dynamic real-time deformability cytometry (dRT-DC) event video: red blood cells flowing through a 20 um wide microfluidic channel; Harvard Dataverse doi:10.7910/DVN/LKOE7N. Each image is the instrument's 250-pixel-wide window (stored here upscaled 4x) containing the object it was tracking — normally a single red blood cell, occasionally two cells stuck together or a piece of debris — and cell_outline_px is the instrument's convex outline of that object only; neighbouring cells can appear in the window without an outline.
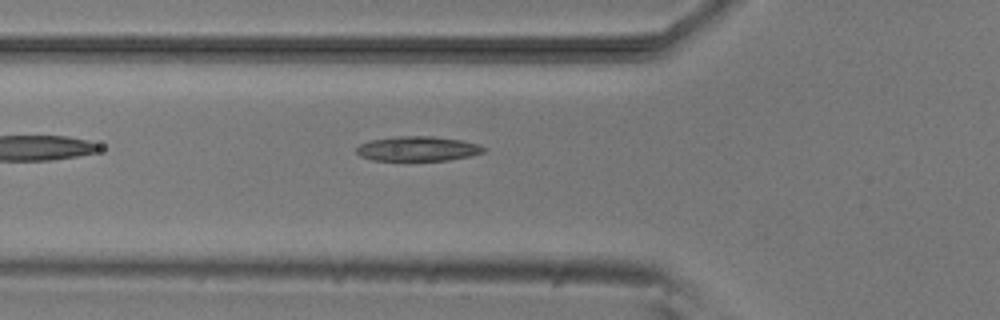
{"species": "common noctule bat (a hibernating species)", "species_latin": "Nyctalus noctula", "temperature_condition": "room temperature", "stored_images_in_passage": 6, "camera_frame_rate_fps": 3000, "um_per_image_px": 0.085, "animal": {"sex": "male", "body_mass_g": 20.5, "forearm_length_mm": 52.5}, "frame": {"image": 1, "passage_image": 6, "time_ms": 5.667, "image_size_px": [1000, 320], "cell_outline_px": [[488, 148], [484, 152], [468, 156], [448, 160], [372, 160], [360, 156], [356, 152], [356, 148], [360, 144], [372, 140], [396, 136], [432, 136], [464, 140], [480, 144]], "centroid_in_image_um": [35.55, 12.63], "position_along_channel_um": 90.3, "area_um2": 18.38}}